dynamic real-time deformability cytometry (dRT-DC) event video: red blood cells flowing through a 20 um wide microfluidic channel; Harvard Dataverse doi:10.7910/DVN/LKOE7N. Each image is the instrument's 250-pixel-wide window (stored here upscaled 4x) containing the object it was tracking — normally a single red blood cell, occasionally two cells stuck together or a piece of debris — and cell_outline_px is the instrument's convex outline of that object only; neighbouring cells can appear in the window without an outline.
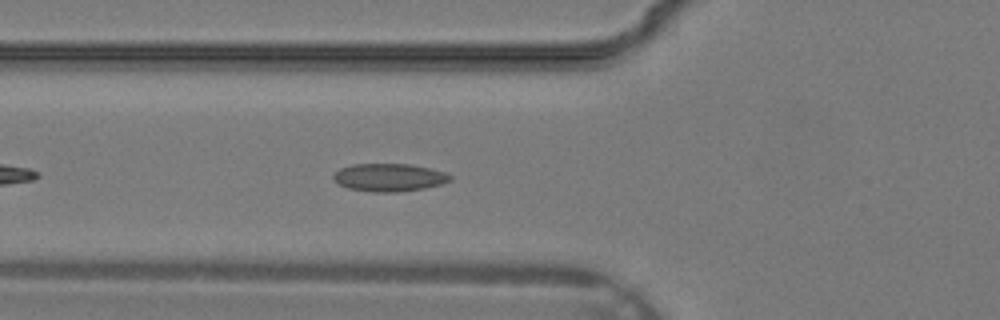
{"species": "common noctule bat (a hibernating species)", "species_latin": "Nyctalus noctula", "temperature_condition": "warm", "stored_images_in_passage": 34, "camera_frame_rate_fps": 3000, "um_per_image_px": 0.085, "animal": {"sex": "male", "body_mass_g": 19.2, "forearm_length_mm": 51.8}, "frame": {"image": 1, "passage_image": 12, "time_ms": 3.667, "image_size_px": [1000, 320], "cell_outline_px": [[452, 180], [440, 184], [424, 188], [396, 192], [372, 192], [348, 188], [332, 180], [332, 176], [340, 168], [352, 164], [412, 164], [444, 172], [452, 176]], "centroid_in_image_um": [33.05, 15.08], "position_along_channel_um": 92.7, "area_um2": 18.9}}
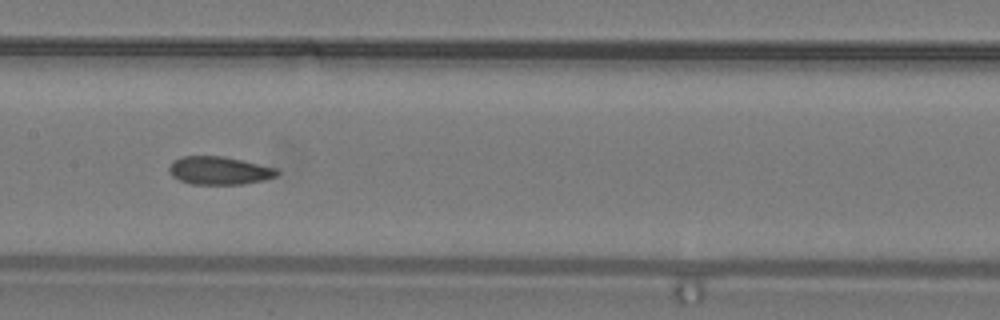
{"frame": {"image": 2, "passage_image": 17, "time_ms": 5.333, "image_size_px": [1000, 320], "cell_outline_px": [[280, 172], [276, 176], [264, 180], [244, 184], [192, 184], [180, 180], [172, 176], [168, 172], [168, 168], [172, 160], [180, 156], [224, 156], [276, 168]], "centroid_in_image_um": [18.6, 14.49], "position_along_channel_um": 188.8, "area_um2": 17.74}}
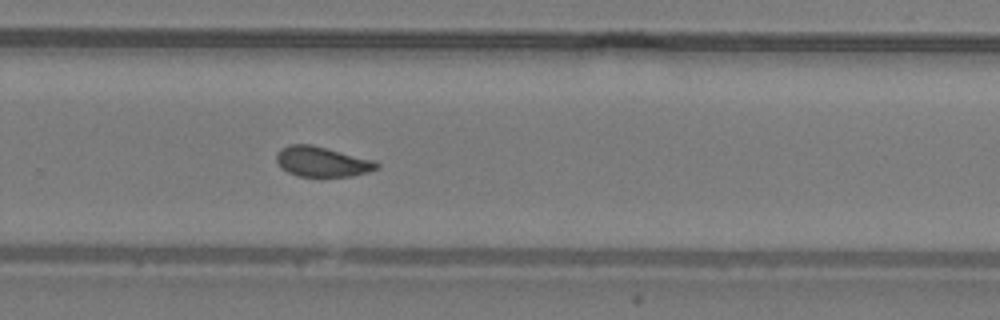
{"frame": {"image": 3, "passage_image": 23, "time_ms": 7.333, "image_size_px": [1000, 320], "cell_outline_px": [[380, 168], [368, 172], [352, 176], [296, 176], [288, 172], [276, 160], [276, 152], [280, 148], [288, 144], [312, 144], [376, 160], [380, 164]], "centroid_in_image_um": [27.41, 13.73], "position_along_channel_um": 302.4, "area_um2": 17.8}}